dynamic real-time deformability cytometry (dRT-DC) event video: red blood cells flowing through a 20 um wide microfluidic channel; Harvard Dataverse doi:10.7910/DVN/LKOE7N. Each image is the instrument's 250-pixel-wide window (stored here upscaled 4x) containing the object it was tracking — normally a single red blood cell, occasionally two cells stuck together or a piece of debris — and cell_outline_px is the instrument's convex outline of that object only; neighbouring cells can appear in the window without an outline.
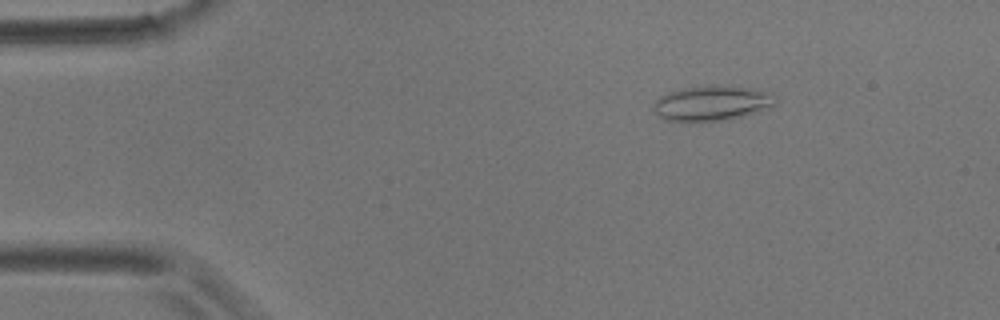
{"species": "common noctule bat (a hibernating species)", "species_latin": "Nyctalus noctula", "temperature_condition": "room temperature", "stored_images_in_passage": 8, "camera_frame_rate_fps": 3000, "um_per_image_px": 0.085, "animal": {"sex": "male", "body_mass_g": 17.9}, "frame": {"image": 1, "passage_image": 2, "time_ms": 1.333, "image_size_px": [1000, 320], "cell_outline_px": [[776, 104], [756, 112], [744, 116], [720, 120], [692, 124], [688, 124], [664, 120], [652, 108], [652, 104], [660, 96], [668, 92], [684, 88], [712, 84], [748, 88], [772, 92], [776, 96]], "centroid_in_image_um": [60.46, 8.79], "position_along_channel_um": 24.5, "area_um2": 25.55}}
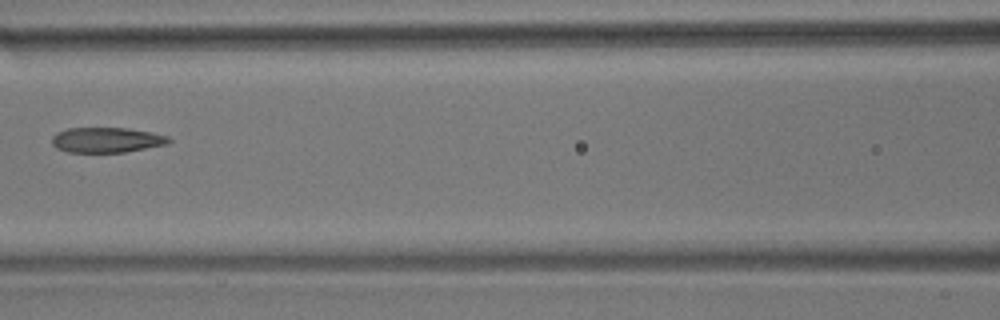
{"frame": {"image": 2, "passage_image": 7, "time_ms": 7.0, "image_size_px": [1000, 320], "cell_outline_px": [[172, 140], [168, 144], [124, 152], [68, 152], [56, 148], [52, 144], [52, 136], [56, 132], [68, 128], [128, 128], [152, 132], [168, 136]], "centroid_in_image_um": [9.06, 11.89], "position_along_channel_um": 157.5, "area_um2": 17.22}}
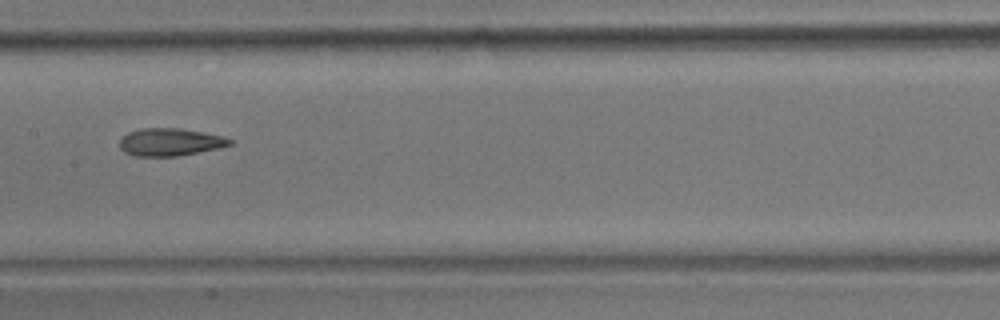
{"frame": {"image": 3, "passage_image": 8, "time_ms": 8.0, "image_size_px": [1000, 320], "cell_outline_px": [[232, 144], [216, 148], [176, 156], [136, 156], [124, 152], [120, 148], [120, 140], [128, 132], [140, 128], [180, 128], [204, 132], [224, 136], [232, 140]], "centroid_in_image_um": [14.44, 12.06], "position_along_channel_um": 193.0, "area_um2": 17.57}}